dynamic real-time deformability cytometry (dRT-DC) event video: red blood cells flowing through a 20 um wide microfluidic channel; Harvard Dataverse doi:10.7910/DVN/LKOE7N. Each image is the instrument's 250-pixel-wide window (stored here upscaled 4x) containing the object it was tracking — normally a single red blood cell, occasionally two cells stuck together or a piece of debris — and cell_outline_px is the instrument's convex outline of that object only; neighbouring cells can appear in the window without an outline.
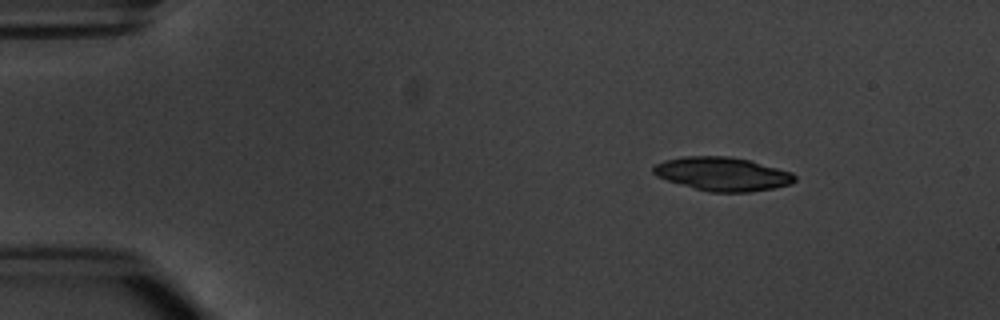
{"species": "common noctule bat (a hibernating species)", "species_latin": "Nyctalus noctula", "temperature_condition": "warm", "stored_images_in_passage": 4, "camera_frame_rate_fps": 3000, "um_per_image_px": 0.085, "animal": {"sex": "male", "body_mass_g": 20.1, "forearm_length_mm": 53.5}, "frame": {"image": 1, "passage_image": 1, "time_ms": 0.0, "image_size_px": [1000, 320], "cell_outline_px": [[796, 180], [792, 184], [776, 188], [752, 192], [708, 192], [668, 180], [656, 176], [652, 172], [652, 168], [656, 164], [664, 160], [684, 156], [728, 156], [752, 160], [792, 172], [796, 176]], "centroid_in_image_um": [61.46, 14.78], "position_along_channel_um": 23.5, "area_um2": 27.98}}